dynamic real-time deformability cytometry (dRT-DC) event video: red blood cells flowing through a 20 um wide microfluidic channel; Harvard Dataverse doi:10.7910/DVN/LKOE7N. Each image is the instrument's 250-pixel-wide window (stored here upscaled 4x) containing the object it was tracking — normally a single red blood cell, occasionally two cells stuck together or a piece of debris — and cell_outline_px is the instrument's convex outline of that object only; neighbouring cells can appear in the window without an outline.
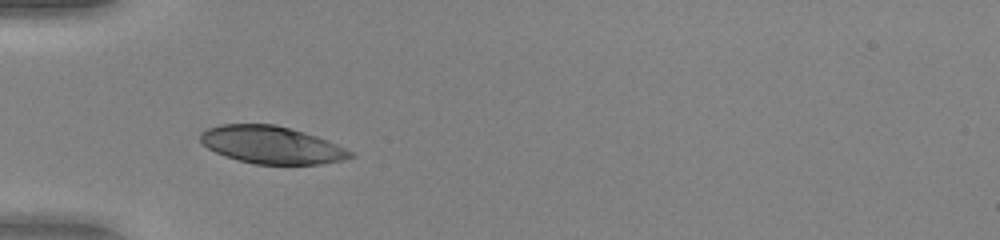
{"species": "human", "species_latin": "Homo sapiens", "temperature_condition": "warm", "stored_images_in_passage": 35, "camera_frame_rate_fps": 3000, "um_per_image_px": 0.085, "donor": {"sex": "female"}, "frame": {"image": 1, "passage_image": 1, "time_ms": 0.0, "image_size_px": [1000, 240], "cell_outline_px": [[356, 156], [344, 160], [320, 164], [256, 164], [236, 160], [224, 156], [208, 148], [200, 140], [200, 132], [208, 128], [220, 124], [276, 124], [304, 132], [316, 136], [356, 152]], "centroid_in_image_um": [23.1, 12.32], "position_along_channel_um": 61.9, "area_um2": 32.89}, "authors_computed_cell_mechanics": {"area_um2": 33.8708, "velocity_mm_per_s": 4.0467, "shape_relaxation_time_tau1_ms": 1.6889, "shape_relaxation_time_tau2_ms": null, "deformation_change_tau1": 0.1621, "deformation_change_tau2": null}}